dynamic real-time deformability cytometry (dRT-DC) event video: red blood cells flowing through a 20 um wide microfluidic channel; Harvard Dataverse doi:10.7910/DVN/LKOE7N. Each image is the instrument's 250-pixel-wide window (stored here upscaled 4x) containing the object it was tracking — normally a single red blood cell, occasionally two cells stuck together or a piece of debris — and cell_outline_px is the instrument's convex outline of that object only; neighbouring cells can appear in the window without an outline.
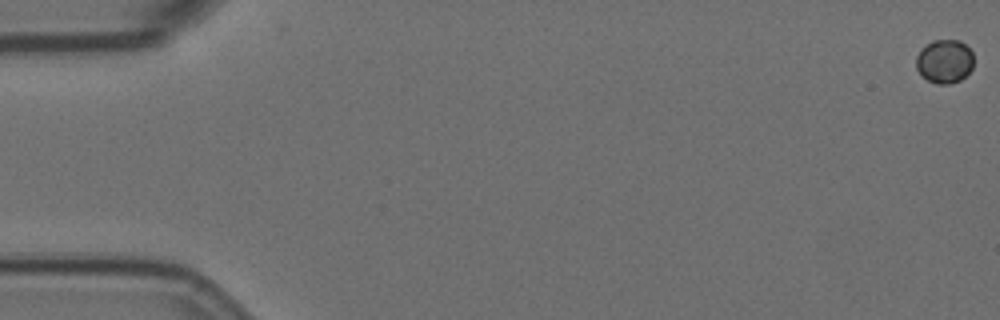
{"species": "Egyptian fruit bat (a non-hibernating species)", "species_latin": "Rousettus aegyptiacus", "temperature_condition": "room temperature", "stored_images_in_passage": 14, "camera_frame_rate_fps": 3000, "um_per_image_px": 0.085, "animal": {"sex": "female"}, "frame": {"image": 1, "passage_image": 1, "time_ms": 0.0, "image_size_px": [1000, 320], "cell_outline_px": [[972, 68], [960, 80], [948, 84], [936, 84], [928, 80], [916, 68], [916, 56], [932, 40], [960, 40], [972, 52]], "centroid_in_image_um": [80.29, 5.21], "position_along_channel_um": 4.7, "area_um2": 14.33}}